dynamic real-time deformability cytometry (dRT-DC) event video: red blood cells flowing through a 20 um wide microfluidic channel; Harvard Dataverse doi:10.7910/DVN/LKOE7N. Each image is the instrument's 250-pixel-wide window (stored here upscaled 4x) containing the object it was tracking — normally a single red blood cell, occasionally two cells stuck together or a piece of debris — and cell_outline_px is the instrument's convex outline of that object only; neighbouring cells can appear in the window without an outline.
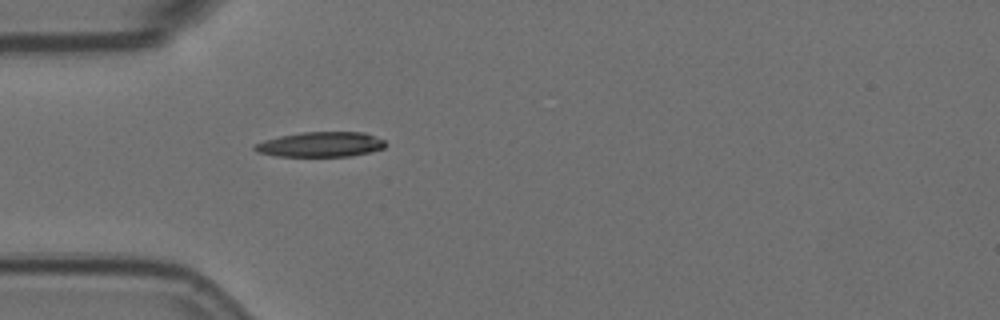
{"species": "Egyptian fruit bat (a non-hibernating species)", "species_latin": "Rousettus aegyptiacus", "temperature_condition": "room temperature", "stored_images_in_passage": 25, "camera_frame_rate_fps": 3000, "um_per_image_px": 0.085, "animal": {"sex": "female"}, "frame": {"image": 1, "passage_image": 1, "time_ms": 0.0, "image_size_px": [1000, 320], "cell_outline_px": [[388, 144], [384, 148], [352, 156], [276, 156], [256, 152], [252, 148], [252, 144], [264, 140], [280, 136], [304, 132], [364, 132], [384, 140]], "centroid_in_image_um": [27.23, 12.28], "position_along_channel_um": 57.8, "area_um2": 19.13}}
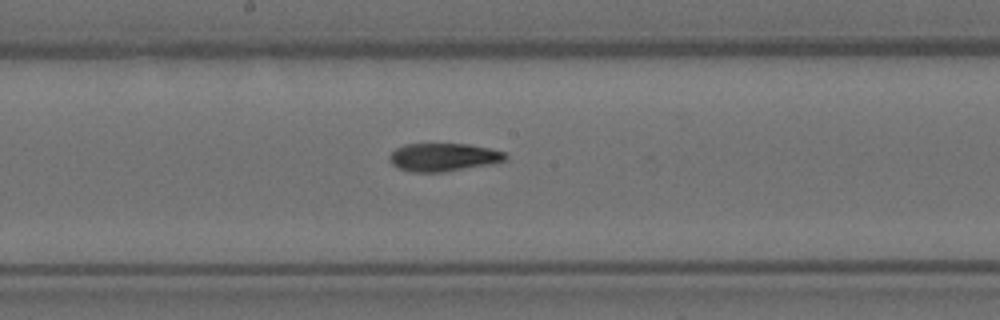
{"frame": {"image": 2, "passage_image": 14, "time_ms": 4.333, "image_size_px": [1000, 320], "cell_outline_px": [[508, 156], [504, 160], [492, 164], [444, 172], [412, 172], [396, 168], [392, 164], [388, 156], [396, 148], [404, 144], [468, 144], [488, 148], [504, 152]], "centroid_in_image_um": [37.66, 13.37], "position_along_channel_um": 210.5, "area_um2": 19.02}}
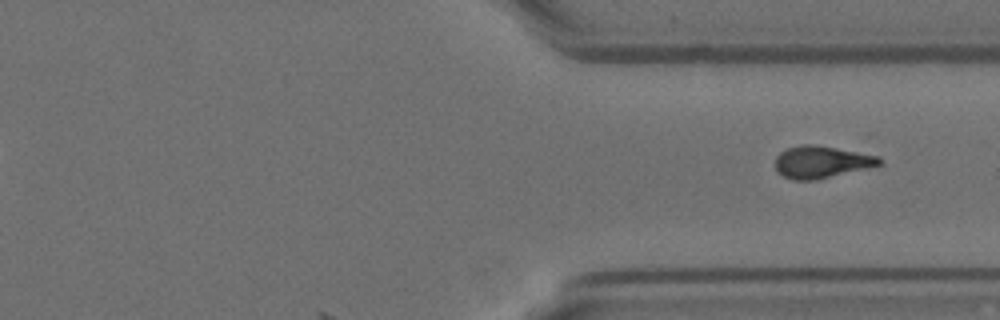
{"frame": {"image": 3, "passage_image": 25, "time_ms": 8.0, "image_size_px": [1000, 320], "cell_outline_px": [[884, 164], [876, 168], [816, 180], [792, 180], [784, 176], [776, 168], [776, 156], [780, 152], [788, 148], [804, 144], [812, 144], [880, 156], [884, 160]], "centroid_in_image_um": [69.94, 13.79], "position_along_channel_um": 341.5, "area_um2": 19.88}}